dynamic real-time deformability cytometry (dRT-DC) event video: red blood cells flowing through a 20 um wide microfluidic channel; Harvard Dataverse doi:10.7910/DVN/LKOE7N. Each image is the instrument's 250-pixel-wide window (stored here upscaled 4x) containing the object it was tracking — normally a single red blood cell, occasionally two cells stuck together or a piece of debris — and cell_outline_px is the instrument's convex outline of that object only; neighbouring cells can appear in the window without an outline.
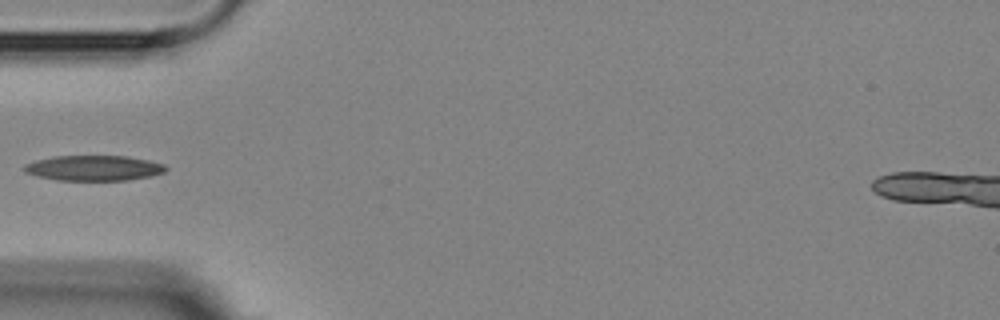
{"species": "Egyptian fruit bat (a non-hibernating species)", "species_latin": "Rousettus aegyptiacus", "temperature_condition": "room temperature", "stored_images_in_passage": 5, "camera_frame_rate_fps": 3000, "um_per_image_px": 0.085, "animal": {"sex": "female"}, "frame": {"image": 1, "passage_image": 4, "time_ms": 4.333, "image_size_px": [1000, 320], "cell_outline_px": [[168, 168], [164, 172], [152, 176], [128, 180], [56, 180], [24, 172], [20, 168], [24, 164], [36, 160], [52, 156], [128, 156], [148, 160], [164, 164]], "centroid_in_image_um": [7.96, 14.28], "position_along_channel_um": 77.0, "area_um2": 20.98}}
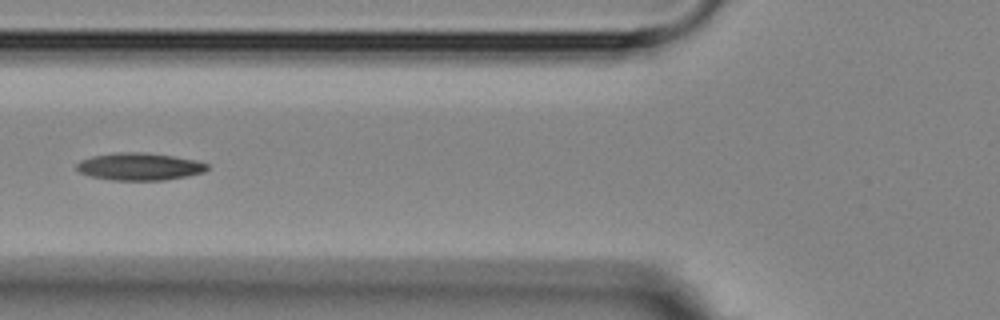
{"frame": {"image": 2, "passage_image": 5, "time_ms": 5.333, "image_size_px": [1000, 320], "cell_outline_px": [[208, 168], [204, 172], [188, 176], [164, 180], [112, 180], [92, 176], [80, 172], [76, 168], [76, 164], [80, 160], [92, 156], [116, 152], [144, 152], [172, 156], [196, 160], [208, 164]], "centroid_in_image_um": [11.86, 14.15], "position_along_channel_um": 113.9, "area_um2": 20.81}}